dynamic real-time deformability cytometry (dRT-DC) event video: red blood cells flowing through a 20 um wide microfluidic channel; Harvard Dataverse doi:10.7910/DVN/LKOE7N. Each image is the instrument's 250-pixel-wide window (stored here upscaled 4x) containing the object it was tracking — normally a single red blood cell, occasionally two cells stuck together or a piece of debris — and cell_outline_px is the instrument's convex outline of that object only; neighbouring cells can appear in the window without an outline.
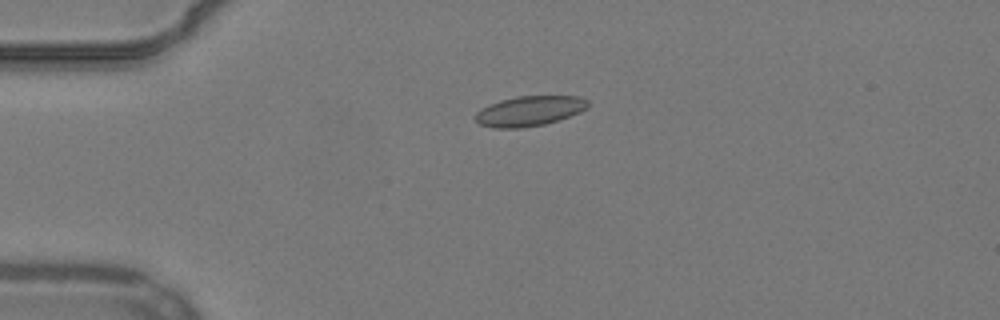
{"species": "common noctule bat (a hibernating species)", "species_latin": "Nyctalus noctula", "temperature_condition": "warm", "stored_images_in_passage": 43, "camera_frame_rate_fps": 3000, "um_per_image_px": 0.085, "animal": {"sex": "male", "body_mass_g": 19.2, "forearm_length_mm": 51.8}, "frame": {"image": 1, "passage_image": 2, "time_ms": 0.333, "image_size_px": [1000, 320], "cell_outline_px": [[588, 108], [580, 112], [544, 124], [524, 128], [496, 128], [480, 124], [476, 120], [476, 112], [500, 100], [516, 96], [580, 96], [588, 100]], "centroid_in_image_um": [45.03, 9.43], "position_along_channel_um": 40.0, "area_um2": 19.48}}
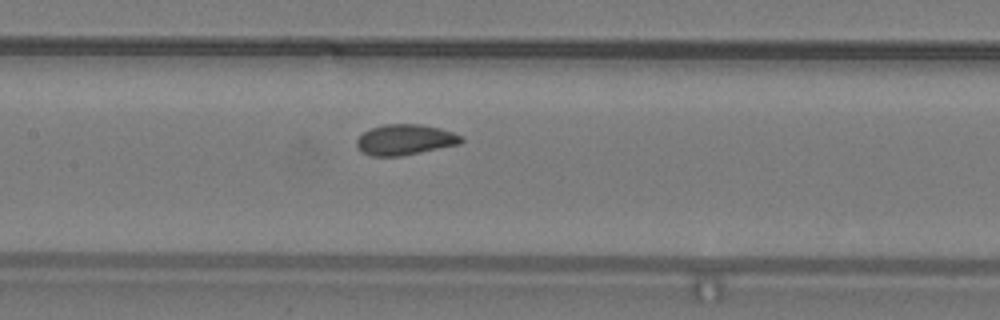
{"frame": {"image": 2, "passage_image": 15, "time_ms": 4.667, "image_size_px": [1000, 320], "cell_outline_px": [[464, 140], [460, 144], [400, 156], [372, 156], [360, 152], [356, 144], [356, 140], [364, 132], [372, 128], [384, 124], [420, 124], [440, 128], [464, 136]], "centroid_in_image_um": [34.43, 11.87], "position_along_channel_um": 173.0, "area_um2": 18.67}}
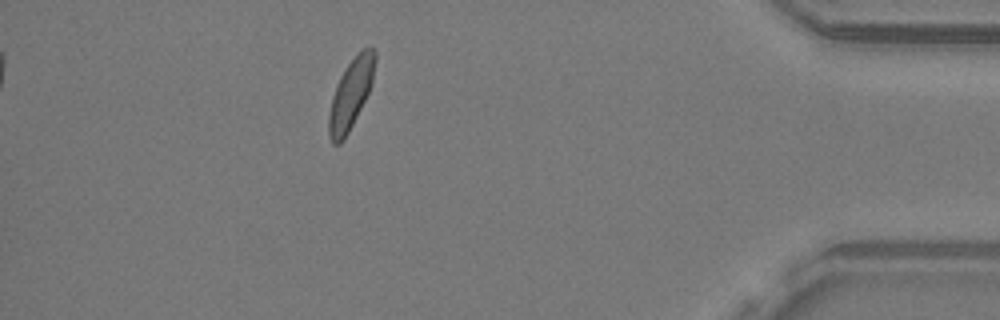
{"frame": {"image": 3, "passage_image": 37, "time_ms": 12.0, "image_size_px": [1000, 320], "cell_outline_px": [[376, 60], [372, 84], [344, 140], [340, 144], [332, 144], [328, 136], [328, 116], [332, 96], [336, 84], [344, 68], [364, 48], [376, 48]], "centroid_in_image_um": [29.8, 8.0], "position_along_channel_um": 405.4, "area_um2": 18.61}, "authors_computed_cell_mechanics": {"area_um2": 18.6694, "velocity_mm_per_s": 3.8304, "shape_relaxation_time_tau1_ms": 3.5617, "shape_relaxation_time_tau2_ms": 1.3984, "deformation_change_tau1": 0.0727, "deformation_change_tau2": 0.0466}}